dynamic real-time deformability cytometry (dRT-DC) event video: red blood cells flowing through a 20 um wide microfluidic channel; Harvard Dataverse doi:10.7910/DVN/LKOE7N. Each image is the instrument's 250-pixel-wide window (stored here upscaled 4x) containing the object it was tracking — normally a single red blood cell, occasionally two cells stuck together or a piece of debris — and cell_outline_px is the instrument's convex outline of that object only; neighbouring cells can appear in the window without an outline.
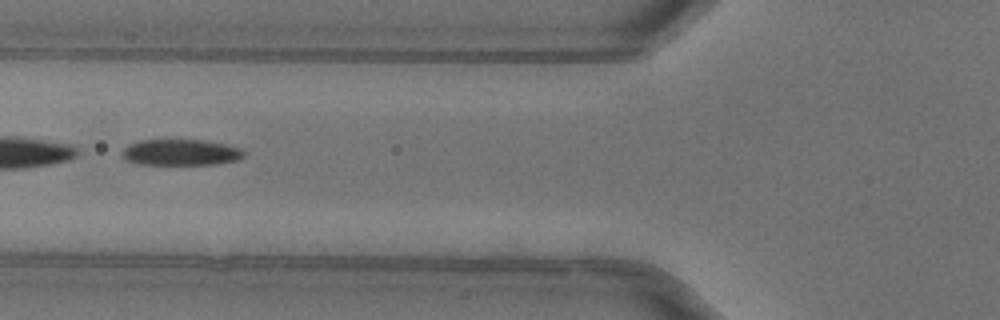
{"species": "common noctule bat (a hibernating species)", "species_latin": "Nyctalus noctula", "temperature_condition": "warm", "stored_images_in_passage": 50, "segment_of_instrument_passage": [2, 2], "camera_frame_rate_fps": 3000, "um_per_image_px": 0.085, "animal": {"sex": "female"}, "frame": {"image": 1, "passage_image": 20, "time_ms": 6.333, "image_size_px": [1000, 320], "cell_outline_px": [[244, 156], [236, 160], [216, 164], [136, 164], [128, 160], [124, 156], [124, 148], [128, 144], [140, 140], [204, 140], [224, 144], [240, 148], [244, 152]], "centroid_in_image_um": [15.37, 12.95], "position_along_channel_um": 110.4, "area_um2": 18.26}}